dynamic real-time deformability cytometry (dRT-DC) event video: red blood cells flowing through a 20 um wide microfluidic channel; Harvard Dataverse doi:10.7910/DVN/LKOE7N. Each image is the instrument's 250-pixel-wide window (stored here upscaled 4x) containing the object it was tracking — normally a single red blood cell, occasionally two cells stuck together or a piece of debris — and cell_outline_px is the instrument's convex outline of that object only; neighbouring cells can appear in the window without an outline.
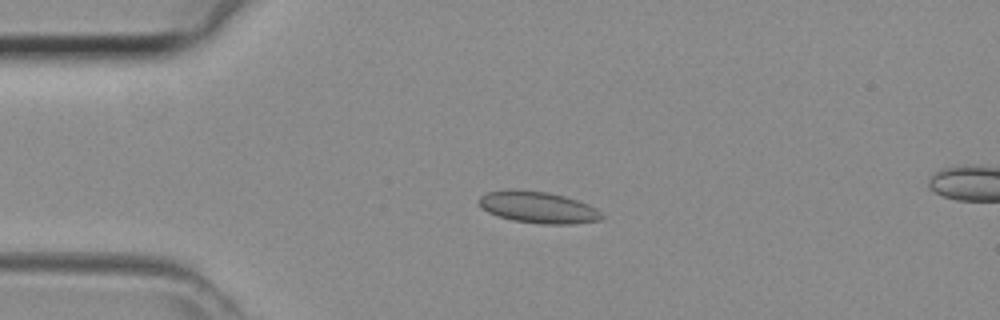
{"species": "common noctule bat (a hibernating species)", "species_latin": "Nyctalus noctula", "temperature_condition": "room temperature", "stored_images_in_passage": 4, "camera_frame_rate_fps": 3000, "um_per_image_px": 0.085, "animal": {"sex": "female", "body_mass_g": 29.2, "forearm_length_mm": 56.3}, "frame": {"image": 1, "passage_image": 1, "time_ms": 0.0, "image_size_px": [1000, 320], "cell_outline_px": [[604, 216], [600, 220], [572, 224], [544, 224], [512, 220], [488, 212], [476, 200], [480, 196], [488, 192], [512, 188], [548, 192], [564, 196], [588, 204], [596, 208]], "centroid_in_image_um": [45.73, 17.61], "position_along_channel_um": 39.3, "area_um2": 22.6}}